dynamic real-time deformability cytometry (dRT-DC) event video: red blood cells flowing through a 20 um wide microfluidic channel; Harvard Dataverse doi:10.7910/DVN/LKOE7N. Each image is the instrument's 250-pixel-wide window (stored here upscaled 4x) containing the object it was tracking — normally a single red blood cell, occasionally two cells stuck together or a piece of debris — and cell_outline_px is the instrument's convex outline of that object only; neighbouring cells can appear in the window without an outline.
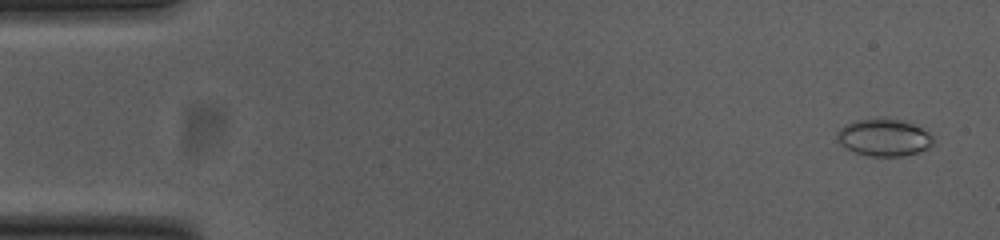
{"species": "common noctule bat (a hibernating species)", "species_latin": "Nyctalus noctula", "temperature_condition": "cold", "stored_images_in_passage": 54, "camera_frame_rate_fps": 3000, "um_per_image_px": 0.085, "animal": {"sex": "female", "body_mass_g": 23.0, "forearm_length_mm": 53.4}, "frame": {"image": 1, "passage_image": 3, "time_ms": 0.667, "image_size_px": [1000, 240], "cell_outline_px": [[932, 144], [928, 148], [904, 156], [872, 156], [856, 152], [844, 148], [840, 144], [836, 136], [836, 132], [844, 124], [856, 120], [876, 116], [904, 120], [928, 132], [932, 136]], "centroid_in_image_um": [75.08, 11.65], "position_along_channel_um": 9.9, "area_um2": 21.1}}
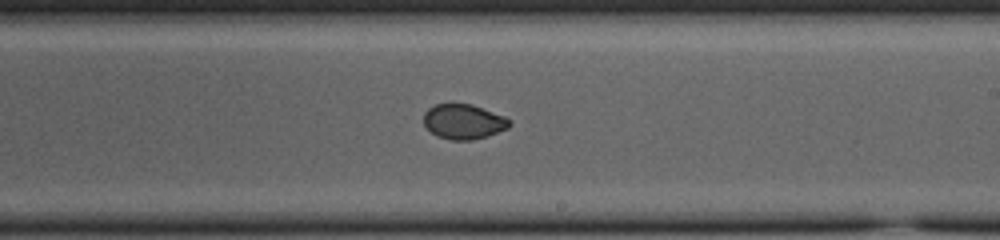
{"frame": {"image": 2, "passage_image": 32, "time_ms": 10.333, "image_size_px": [1000, 240], "cell_outline_px": [[512, 124], [508, 128], [488, 136], [472, 140], [452, 140], [436, 136], [424, 124], [424, 112], [428, 108], [436, 104], [452, 100], [472, 104], [504, 116], [512, 120]], "centroid_in_image_um": [39.4, 10.29], "position_along_channel_um": 249.6, "area_um2": 18.03}}
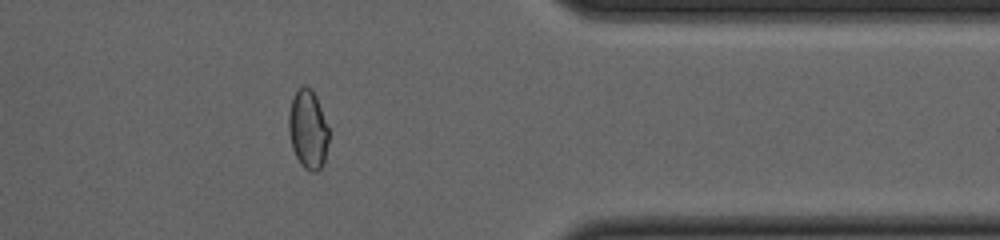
{"frame": {"image": 3, "passage_image": 44, "time_ms": 14.333, "image_size_px": [1000, 240], "cell_outline_px": [[328, 140], [324, 164], [316, 172], [312, 172], [304, 168], [300, 164], [292, 148], [288, 132], [288, 112], [292, 96], [304, 84], [312, 88], [316, 96], [328, 128]], "centroid_in_image_um": [26.15, 10.99], "position_along_channel_um": 385.2, "area_um2": 18.61}, "authors_computed_cell_mechanics": {"area_um2": 18.785, "velocity_mm_per_s": 3.8052, "shape_relaxation_time_tau1_ms": null, "shape_relaxation_time_tau2_ms": 1.0491, "deformation_change_tau1": null, "deformation_change_tau2": 0.0353}}